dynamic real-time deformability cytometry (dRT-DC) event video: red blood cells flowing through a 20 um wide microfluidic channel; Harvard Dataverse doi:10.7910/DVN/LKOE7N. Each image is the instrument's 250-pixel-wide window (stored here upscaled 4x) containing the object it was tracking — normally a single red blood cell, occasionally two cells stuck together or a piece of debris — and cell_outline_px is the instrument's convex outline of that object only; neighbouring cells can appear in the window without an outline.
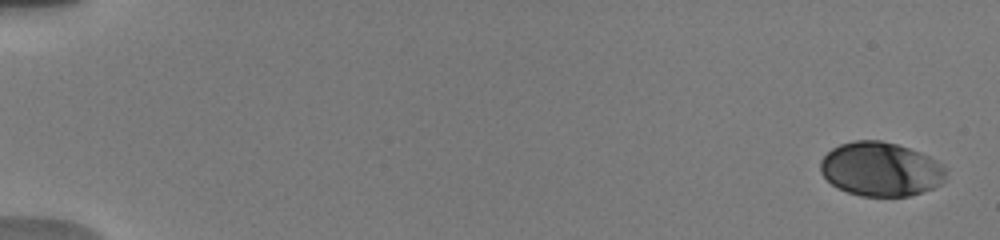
{"species": "human", "species_latin": "Homo sapiens", "temperature_condition": "warm", "stored_images_in_passage": 76, "camera_frame_rate_fps": 3000, "um_per_image_px": 0.085, "donor": {"sex": "male"}, "frame": {"image": 1, "passage_image": 3, "time_ms": 0.333, "image_size_px": [1000, 240], "cell_outline_px": [[944, 180], [940, 184], [932, 188], [908, 196], [860, 196], [836, 188], [820, 172], [820, 160], [832, 148], [840, 144], [856, 140], [880, 140], [896, 144], [920, 152], [936, 160], [944, 168]], "centroid_in_image_um": [74.82, 14.38], "position_along_channel_um": 10.2, "area_um2": 39.3}}
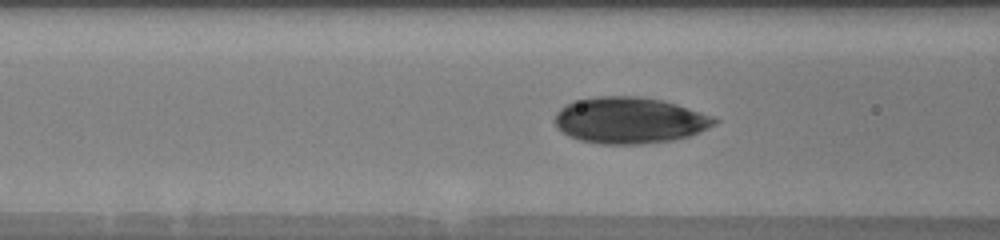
{"frame": {"image": 2, "passage_image": 33, "time_ms": 7.667, "image_size_px": [1000, 240], "cell_outline_px": [[720, 120], [716, 124], [700, 132], [688, 136], [672, 140], [644, 144], [596, 144], [580, 140], [568, 136], [560, 132], [556, 128], [556, 112], [560, 108], [572, 100], [596, 96], [640, 96], [660, 100], [676, 104], [712, 116]], "centroid_in_image_um": [53.48, 10.23], "position_along_channel_um": 113.1, "area_um2": 43.35}}
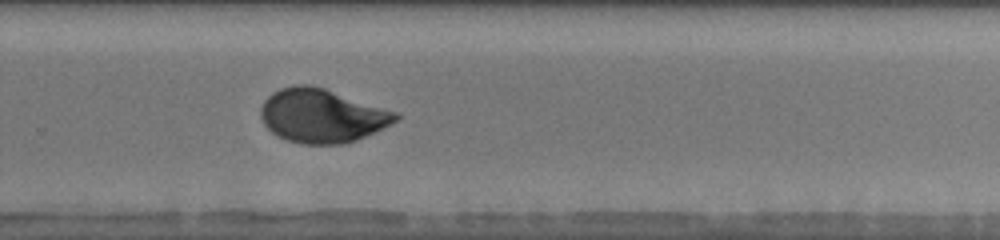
{"frame": {"image": 3, "passage_image": 50, "time_ms": 12.667, "image_size_px": [1000, 240], "cell_outline_px": [[400, 120], [392, 124], [356, 140], [344, 144], [304, 144], [288, 140], [276, 136], [264, 124], [260, 116], [260, 108], [264, 100], [272, 92], [280, 88], [296, 84], [312, 84], [400, 112]], "centroid_in_image_um": [27.39, 9.82], "position_along_channel_um": 302.4, "area_um2": 42.71}}